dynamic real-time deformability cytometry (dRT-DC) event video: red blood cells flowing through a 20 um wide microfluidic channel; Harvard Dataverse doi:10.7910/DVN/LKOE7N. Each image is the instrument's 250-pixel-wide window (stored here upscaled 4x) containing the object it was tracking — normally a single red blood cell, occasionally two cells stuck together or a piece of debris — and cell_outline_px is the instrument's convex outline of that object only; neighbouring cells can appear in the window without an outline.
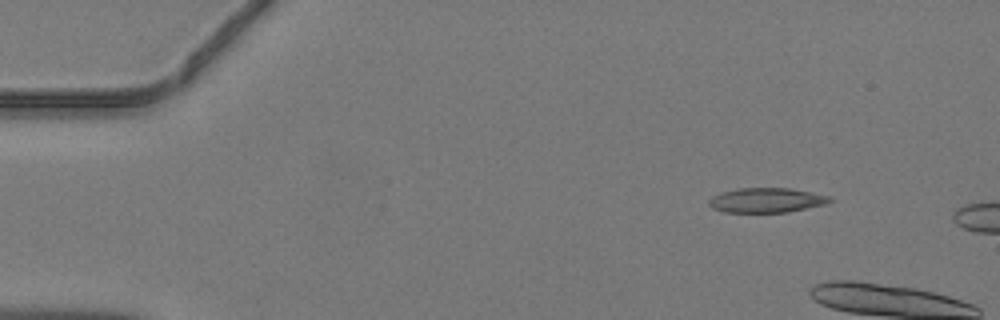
{"species": "common noctule bat (a hibernating species)", "species_latin": "Nyctalus noctula", "temperature_condition": "warm", "stored_images_in_passage": 5, "camera_frame_rate_fps": 3000, "um_per_image_px": 0.085, "animal": {"sex": "male", "body_mass_g": 19.2, "forearm_length_mm": 51.8}, "frame": {"image": 1, "passage_image": 1, "time_ms": 0.0, "image_size_px": [1000, 320], "cell_outline_px": [[832, 200], [824, 204], [788, 212], [724, 212], [712, 208], [708, 204], [708, 200], [712, 196], [720, 192], [736, 188], [792, 188], [832, 196]], "centroid_in_image_um": [65.12, 17.01], "position_along_channel_um": 19.9, "area_um2": 17.51}}